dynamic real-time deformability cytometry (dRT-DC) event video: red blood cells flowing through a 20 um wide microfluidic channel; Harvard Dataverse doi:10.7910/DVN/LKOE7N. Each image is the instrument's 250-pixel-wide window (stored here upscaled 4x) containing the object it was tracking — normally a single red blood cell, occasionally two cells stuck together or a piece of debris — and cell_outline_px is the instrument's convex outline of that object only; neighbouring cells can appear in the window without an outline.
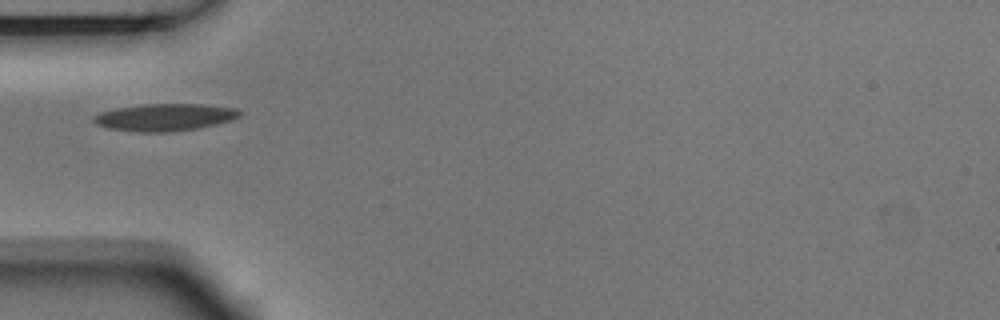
{"species": "Egyptian fruit bat (a non-hibernating species)", "species_latin": "Rousettus aegyptiacus", "temperature_condition": "room temperature", "stored_images_in_passage": 1, "camera_frame_rate_fps": 3000, "um_per_image_px": 0.085, "animal": {"sex": "male"}, "frame": {"image": 1, "passage_image": 1, "time_ms": 0.0, "image_size_px": [1000, 320], "cell_outline_px": [[240, 116], [232, 120], [200, 128], [168, 132], [136, 132], [108, 128], [96, 124], [92, 120], [92, 116], [100, 112], [116, 108], [144, 104], [200, 104], [236, 108], [240, 112]], "centroid_in_image_um": [13.98, 9.97], "position_along_channel_um": 71.0, "area_um2": 23.24}}